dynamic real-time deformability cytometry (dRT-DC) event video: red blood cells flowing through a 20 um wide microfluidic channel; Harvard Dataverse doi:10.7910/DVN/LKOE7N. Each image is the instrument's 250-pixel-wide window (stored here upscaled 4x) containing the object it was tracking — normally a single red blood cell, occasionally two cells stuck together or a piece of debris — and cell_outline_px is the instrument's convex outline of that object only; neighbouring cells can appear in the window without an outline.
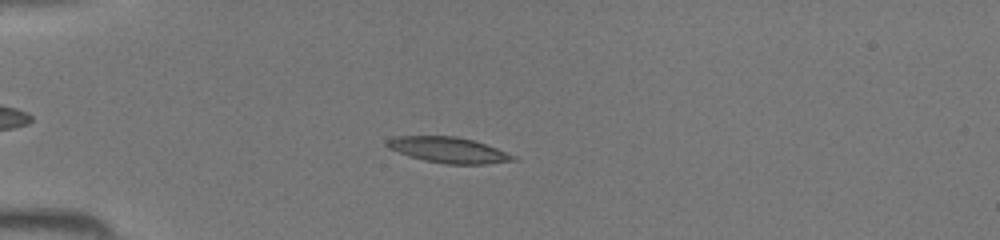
{"species": "common noctule bat (a hibernating species)", "species_latin": "Nyctalus noctula", "temperature_condition": "room temperature", "stored_images_in_passage": 43, "segment_of_instrument_passage": [1, 2], "camera_frame_rate_fps": 3000, "um_per_image_px": 0.085, "animal": {"sex": "female", "body_mass_g": 19.5, "forearm_length_mm": 54.1}, "frame": {"image": 1, "passage_image": 10, "time_ms": 3.0, "image_size_px": [1000, 240], "cell_outline_px": [[516, 160], [484, 164], [444, 164], [424, 160], [408, 156], [388, 148], [384, 144], [388, 140], [396, 136], [456, 136], [472, 140], [496, 148], [516, 156]], "centroid_in_image_um": [38.08, 12.75], "position_along_channel_um": 46.9, "area_um2": 18.79}}
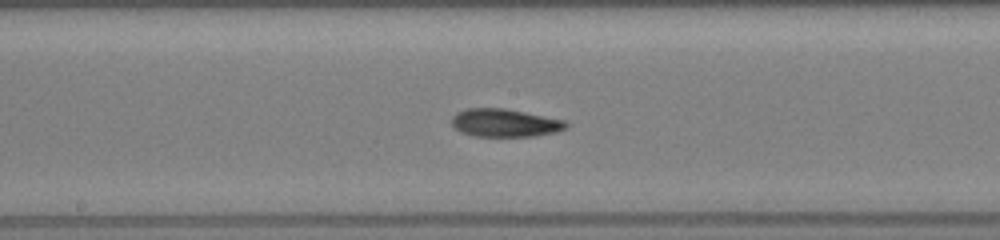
{"frame": {"image": 2, "passage_image": 22, "time_ms": 7.0, "image_size_px": [1000, 240], "cell_outline_px": [[568, 128], [556, 132], [536, 136], [476, 136], [460, 132], [452, 124], [452, 116], [456, 112], [468, 108], [504, 108], [564, 120], [568, 124]], "centroid_in_image_um": [42.91, 10.44], "position_along_channel_um": 205.3, "area_um2": 18.61}}
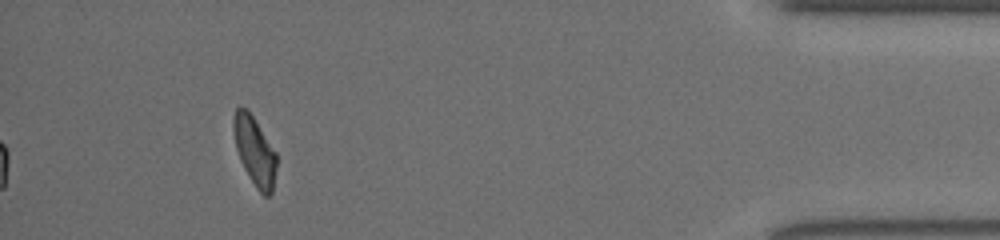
{"frame": {"image": 3, "passage_image": 39, "time_ms": 12.667, "image_size_px": [1000, 240], "cell_outline_px": [[276, 168], [272, 192], [268, 196], [264, 196], [256, 188], [244, 168], [240, 160], [236, 148], [232, 128], [232, 120], [236, 108], [248, 108], [276, 152]], "centroid_in_image_um": [21.63, 12.81], "position_along_channel_um": 413.6, "area_um2": 17.22}}